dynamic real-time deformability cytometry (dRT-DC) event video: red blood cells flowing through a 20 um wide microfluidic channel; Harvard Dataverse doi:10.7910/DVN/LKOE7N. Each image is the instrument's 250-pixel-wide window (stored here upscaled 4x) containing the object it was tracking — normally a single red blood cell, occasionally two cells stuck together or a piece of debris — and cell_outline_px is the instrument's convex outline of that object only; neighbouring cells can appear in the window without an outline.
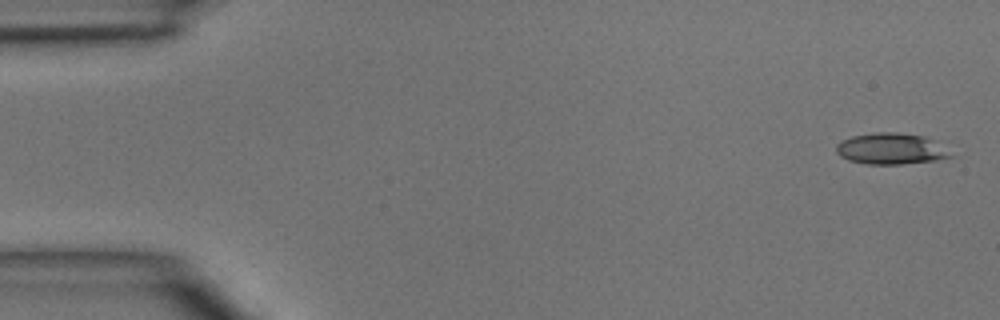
{"species": "common noctule bat (a hibernating species)", "species_latin": "Nyctalus noctula", "temperature_condition": "room temperature", "stored_images_in_passage": 5, "camera_frame_rate_fps": 3000, "um_per_image_px": 0.085, "animal": {"sex": "male", "body_mass_g": 15.6}, "frame": {"image": 1, "passage_image": 1, "time_ms": 0.0, "image_size_px": [1000, 320], "cell_outline_px": [[956, 156], [936, 160], [900, 164], [868, 164], [848, 160], [840, 156], [836, 152], [836, 144], [840, 140], [852, 136], [876, 132], [896, 132], [924, 136], [936, 140]], "centroid_in_image_um": [75.75, 12.64], "position_along_channel_um": 9.2, "area_um2": 21.04}}
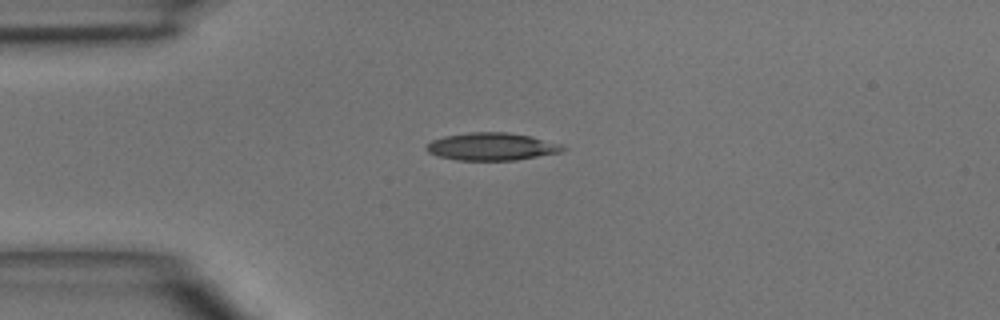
{"frame": {"image": 2, "passage_image": 4, "time_ms": 3.333, "image_size_px": [1000, 320], "cell_outline_px": [[568, 148], [560, 152], [516, 160], [456, 160], [440, 156], [428, 152], [424, 148], [432, 140], [444, 136], [468, 132], [508, 132], [532, 136], [560, 144]], "centroid_in_image_um": [41.8, 12.45], "position_along_channel_um": 43.2, "area_um2": 21.91}}